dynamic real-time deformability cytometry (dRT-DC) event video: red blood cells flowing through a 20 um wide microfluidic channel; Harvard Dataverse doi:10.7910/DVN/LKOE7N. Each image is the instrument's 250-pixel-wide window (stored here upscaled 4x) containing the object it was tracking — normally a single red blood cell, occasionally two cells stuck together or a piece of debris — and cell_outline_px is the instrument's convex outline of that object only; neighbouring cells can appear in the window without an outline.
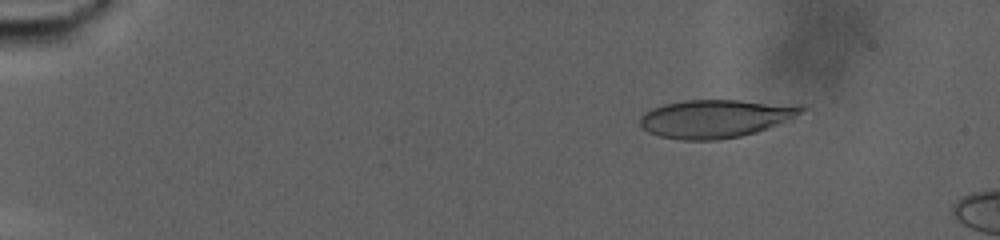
{"species": "human", "species_latin": "Homo sapiens", "temperature_condition": "warm", "stored_images_in_passage": 25, "camera_frame_rate_fps": 3000, "um_per_image_px": 0.085, "donor": {"sex": "male"}, "frame": {"image": 1, "passage_image": 13, "time_ms": 4.0, "image_size_px": [1000, 240], "cell_outline_px": [[808, 108], [768, 128], [756, 132], [740, 136], [716, 140], [680, 140], [660, 136], [648, 132], [640, 124], [640, 116], [644, 112], [652, 108], [664, 104], [684, 100], [740, 100], [804, 104]], "centroid_in_image_um": [60.8, 10.06], "position_along_channel_um": 24.2, "area_um2": 35.89}}